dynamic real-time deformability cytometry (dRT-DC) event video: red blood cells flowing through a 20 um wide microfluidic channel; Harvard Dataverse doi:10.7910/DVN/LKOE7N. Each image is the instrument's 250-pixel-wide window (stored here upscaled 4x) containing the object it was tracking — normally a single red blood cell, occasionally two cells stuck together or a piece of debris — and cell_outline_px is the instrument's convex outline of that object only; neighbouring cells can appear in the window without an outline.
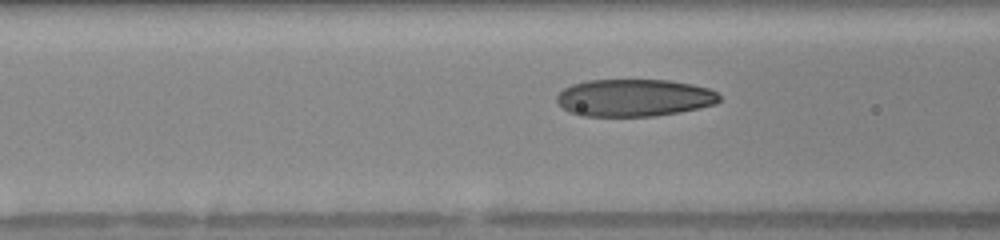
{"species": "human", "species_latin": "Homo sapiens", "temperature_condition": "warm", "stored_images_in_passage": 33, "camera_frame_rate_fps": 3000, "um_per_image_px": 0.085, "donor": {"sex": "female"}, "frame": {"image": 1, "passage_image": 12, "time_ms": 3.667, "image_size_px": [1000, 240], "cell_outline_px": [[720, 100], [716, 104], [700, 108], [680, 112], [656, 116], [580, 116], [568, 112], [556, 100], [556, 96], [564, 88], [572, 84], [588, 80], [668, 80], [692, 84], [708, 88], [716, 92], [720, 96]], "centroid_in_image_um": [53.91, 8.31], "position_along_channel_um": 112.7, "area_um2": 35.55}}
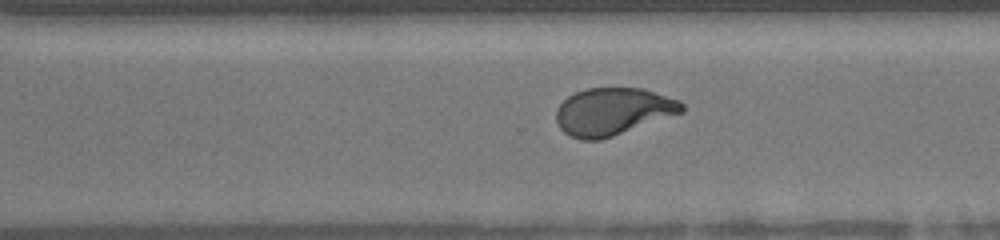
{"frame": {"image": 2, "passage_image": 27, "time_ms": 8.667, "image_size_px": [1000, 240], "cell_outline_px": [[684, 112], [600, 140], [580, 140], [564, 132], [560, 128], [556, 120], [556, 108], [568, 96], [576, 92], [588, 88], [644, 88], [680, 100], [684, 104]], "centroid_in_image_um": [52.11, 9.47], "position_along_channel_um": 318.5, "area_um2": 34.68}}
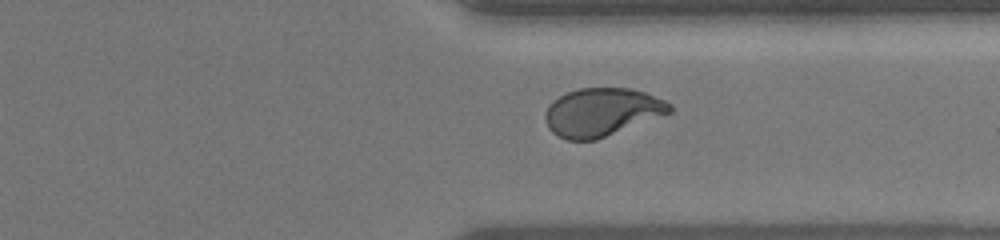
{"frame": {"image": 3, "passage_image": 30, "time_ms": 9.667, "image_size_px": [1000, 240], "cell_outline_px": [[672, 112], [596, 140], [568, 140], [556, 136], [548, 128], [544, 116], [552, 100], [568, 92], [580, 88], [628, 88], [644, 92], [664, 100], [672, 104]], "centroid_in_image_um": [51.14, 9.54], "position_along_channel_um": 360.3, "area_um2": 34.8}}